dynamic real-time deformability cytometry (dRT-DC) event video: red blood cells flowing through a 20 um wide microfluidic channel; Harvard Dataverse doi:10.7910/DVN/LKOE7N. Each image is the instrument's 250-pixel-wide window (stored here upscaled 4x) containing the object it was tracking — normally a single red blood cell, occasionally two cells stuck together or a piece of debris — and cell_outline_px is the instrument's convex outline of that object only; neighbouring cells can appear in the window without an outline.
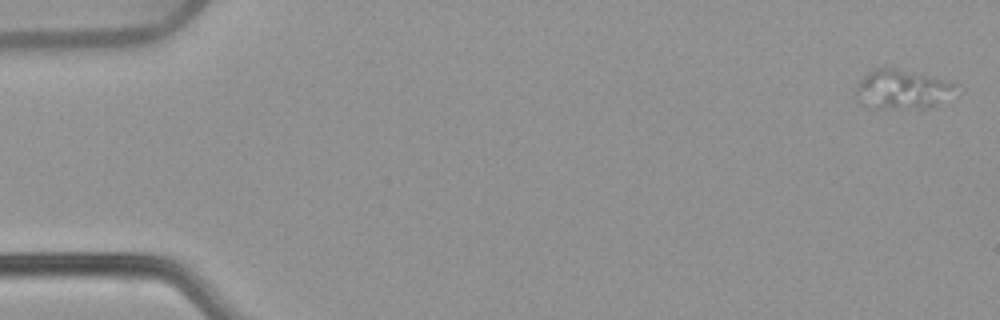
{"species": "common noctule bat (a hibernating species)", "species_latin": "Nyctalus noctula", "temperature_condition": "warm", "stored_images_in_passage": 53, "camera_frame_rate_fps": 3000, "um_per_image_px": 0.085, "animal": {"sex": "female", "body_mass_g": 22.7, "forearm_length_mm": 54.2}, "frame": {"image": 1, "passage_image": 1, "time_ms": 0.0, "image_size_px": [1000, 320], "cell_outline_px": [[964, 92], [928, 108], [868, 108], [860, 104], [856, 96], [856, 84], [868, 72], [876, 68], [896, 68], [956, 84], [964, 88]], "centroid_in_image_um": [76.75, 7.63], "position_along_channel_um": 8.3, "area_um2": 23.29}}
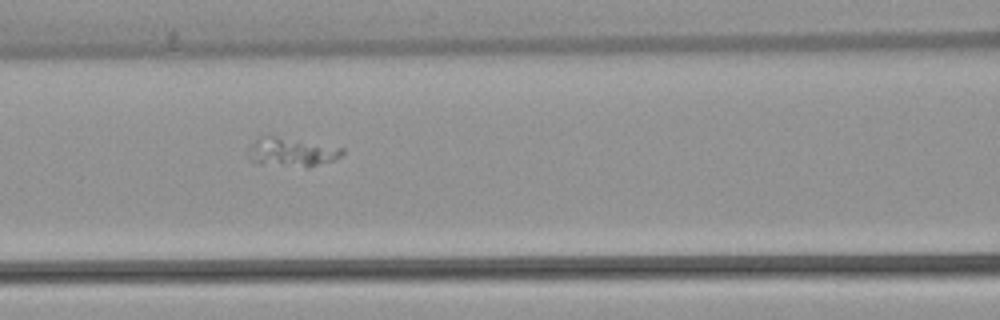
{"frame": {"image": 2, "passage_image": 23, "time_ms": 7.333, "image_size_px": [1000, 320], "cell_outline_px": [[344, 152], [336, 160], [308, 168], [256, 164], [244, 152], [260, 136], [276, 136], [344, 148]], "centroid_in_image_um": [24.76, 12.96], "position_along_channel_um": 141.8, "area_um2": 16.13}}
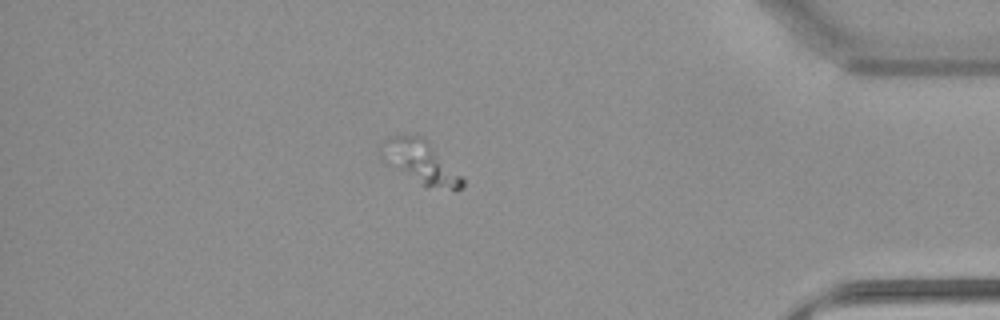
{"frame": {"image": 3, "passage_image": 46, "time_ms": 15.0, "image_size_px": [1000, 320], "cell_outline_px": [[464, 184], [460, 188], [424, 188], [384, 164], [380, 152], [380, 144], [384, 140], [396, 136], [424, 136], [464, 176]], "centroid_in_image_um": [35.73, 13.8], "position_along_channel_um": 399.5, "area_um2": 21.04}}